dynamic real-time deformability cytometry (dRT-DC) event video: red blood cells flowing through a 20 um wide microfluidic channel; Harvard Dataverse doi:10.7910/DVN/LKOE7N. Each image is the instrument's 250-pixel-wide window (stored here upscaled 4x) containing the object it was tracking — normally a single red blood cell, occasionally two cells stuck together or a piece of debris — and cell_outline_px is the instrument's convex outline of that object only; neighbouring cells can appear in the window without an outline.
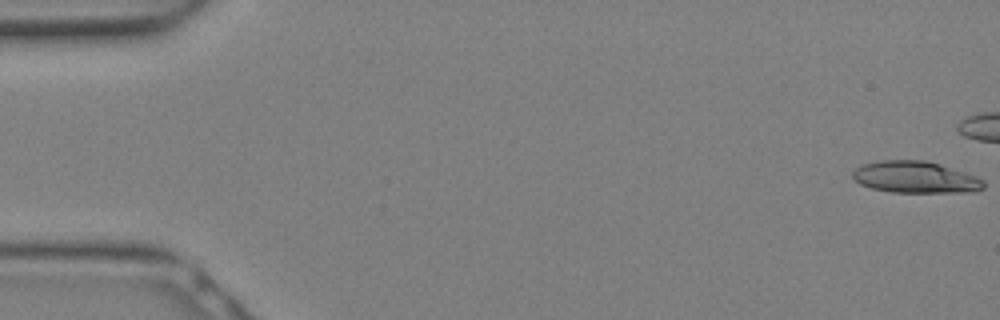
{"species": "Egyptian fruit bat (a non-hibernating species)", "species_latin": "Rousettus aegyptiacus", "temperature_condition": "warm", "stored_images_in_passage": 7, "camera_frame_rate_fps": 3000, "um_per_image_px": 0.085, "animal": {"sex": "female"}, "frame": {"image": 1, "passage_image": 1, "time_ms": 0.0, "image_size_px": [1000, 320], "cell_outline_px": [[984, 188], [976, 192], [892, 192], [872, 188], [860, 184], [852, 176], [852, 172], [856, 168], [864, 164], [880, 160], [924, 160], [964, 172], [976, 176], [984, 180]], "centroid_in_image_um": [77.82, 15.07], "position_along_channel_um": 7.2, "area_um2": 24.04}}